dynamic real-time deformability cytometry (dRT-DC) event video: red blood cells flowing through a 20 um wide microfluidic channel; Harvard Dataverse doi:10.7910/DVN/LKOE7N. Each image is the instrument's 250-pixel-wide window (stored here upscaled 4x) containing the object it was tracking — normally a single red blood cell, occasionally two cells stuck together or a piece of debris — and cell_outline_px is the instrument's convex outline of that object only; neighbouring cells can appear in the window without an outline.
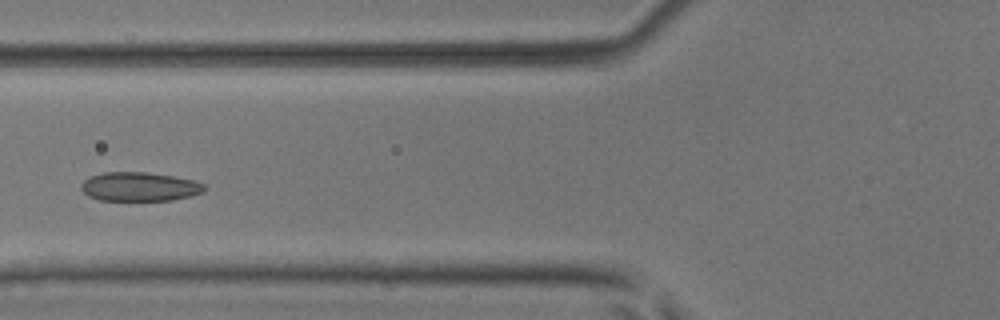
{"species": "common noctule bat (a hibernating species)", "species_latin": "Nyctalus noctula", "temperature_condition": "room temperature", "stored_images_in_passage": 3, "camera_frame_rate_fps": 3000, "um_per_image_px": 0.085, "animal": {"sex": "male", "body_mass_g": 17.9, "forearm_length_mm": 54.2}, "frame": {"image": 1, "passage_image": 3, "time_ms": 0.667, "image_size_px": [1000, 320], "cell_outline_px": [[208, 188], [204, 192], [192, 196], [172, 200], [100, 200], [88, 196], [80, 188], [80, 184], [88, 176], [104, 172], [144, 172], [172, 176], [196, 180], [204, 184]], "centroid_in_image_um": [11.88, 15.86], "position_along_channel_um": 113.9, "area_um2": 21.04}}